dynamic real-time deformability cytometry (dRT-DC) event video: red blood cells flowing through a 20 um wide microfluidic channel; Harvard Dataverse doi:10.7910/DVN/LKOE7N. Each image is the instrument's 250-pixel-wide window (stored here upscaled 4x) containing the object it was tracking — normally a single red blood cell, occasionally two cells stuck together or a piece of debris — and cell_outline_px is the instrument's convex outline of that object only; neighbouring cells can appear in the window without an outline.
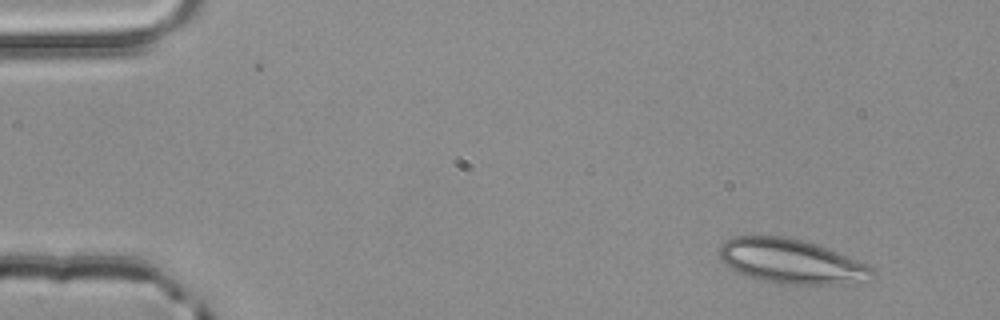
{"species": "common noctule bat (a hibernating species)", "species_latin": "Nyctalus noctula", "temperature_condition": "room temperature", "stored_images_in_passage": 3, "camera_frame_rate_fps": 3000, "um_per_image_px": 0.085, "animal": {"sex": "male", "body_mass_g": 20.4}, "frame": {"image": 1, "passage_image": 3, "time_ms": 0.667, "image_size_px": [1000, 320], "cell_outline_px": [[876, 276], [868, 280], [844, 284], [780, 284], [748, 276], [724, 264], [720, 260], [720, 244], [724, 240], [732, 236], [784, 236], [816, 244], [828, 248], [856, 260], [872, 268], [876, 272]], "centroid_in_image_um": [67.25, 22.21], "position_along_channel_um": 17.8, "area_um2": 39.48}}